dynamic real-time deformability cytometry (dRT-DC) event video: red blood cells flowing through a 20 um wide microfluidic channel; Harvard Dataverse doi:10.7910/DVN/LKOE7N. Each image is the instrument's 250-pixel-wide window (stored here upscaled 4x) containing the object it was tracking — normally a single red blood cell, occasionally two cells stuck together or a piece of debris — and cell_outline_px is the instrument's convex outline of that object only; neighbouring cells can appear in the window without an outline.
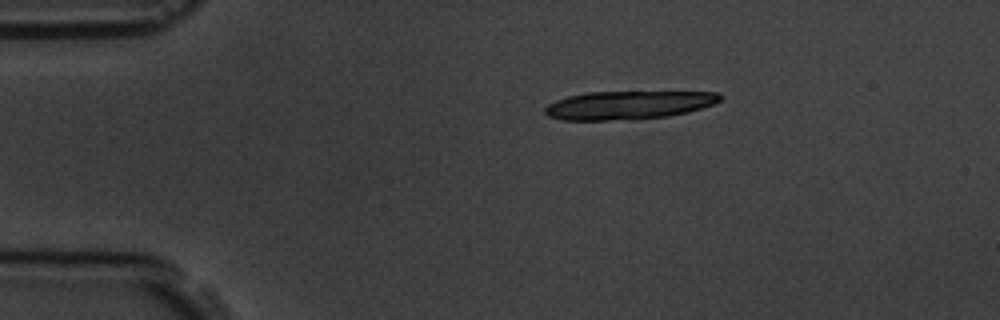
{"species": "common noctule bat (a hibernating species)", "species_latin": "Nyctalus noctula", "temperature_condition": "room temperature", "stored_images_in_passage": 6, "camera_frame_rate_fps": 3000, "um_per_image_px": 0.085, "animal": {"sex": "male", "body_mass_g": 19.5, "forearm_length_mm": 54.6}, "frame": {"image": 1, "passage_image": 1, "time_ms": 0.0, "image_size_px": [1000, 320], "cell_outline_px": [[724, 96], [720, 100], [712, 104], [688, 112], [668, 116], [608, 120], [560, 120], [548, 116], [544, 112], [544, 108], [548, 104], [556, 100], [568, 96], [588, 92], [720, 92]], "centroid_in_image_um": [53.39, 8.92], "position_along_channel_um": 31.6, "area_um2": 28.73}}
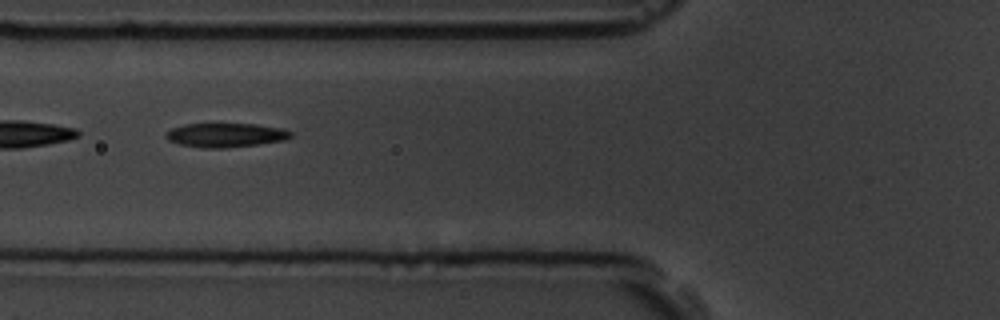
{"frame": {"image": 2, "passage_image": 4, "time_ms": 3.667, "image_size_px": [1000, 320], "cell_outline_px": [[292, 136], [288, 140], [260, 144], [224, 148], [204, 148], [180, 144], [168, 140], [164, 136], [172, 128], [184, 124], [256, 124], [284, 128], [292, 132]], "centroid_in_image_um": [19.24, 11.48], "position_along_channel_um": 106.6, "area_um2": 17.63}}